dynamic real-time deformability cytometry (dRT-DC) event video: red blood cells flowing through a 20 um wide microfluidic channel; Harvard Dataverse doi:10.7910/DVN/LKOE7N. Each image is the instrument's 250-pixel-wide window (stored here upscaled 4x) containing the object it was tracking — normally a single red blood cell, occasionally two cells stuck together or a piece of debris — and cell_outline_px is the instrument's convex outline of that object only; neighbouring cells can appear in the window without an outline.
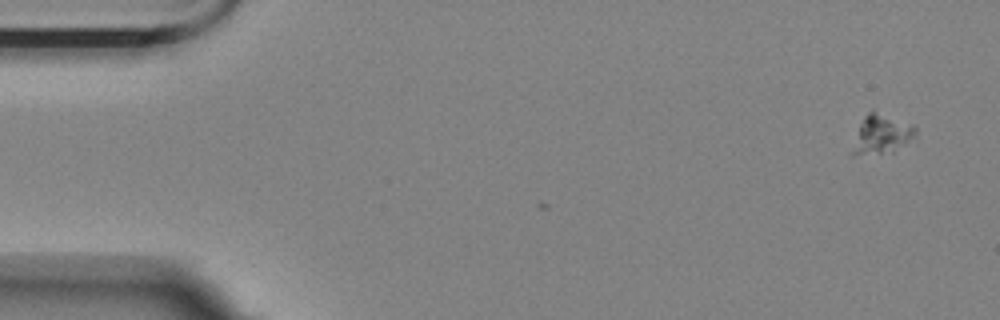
{"species": "Egyptian fruit bat (a non-hibernating species)", "species_latin": "Rousettus aegyptiacus", "temperature_condition": "room temperature", "stored_images_in_passage": 4, "camera_frame_rate_fps": 3000, "um_per_image_px": 0.085, "animal": {"sex": "female"}, "frame": {"image": 1, "passage_image": 1, "time_ms": 0.0, "image_size_px": [1000, 320], "cell_outline_px": [[916, 136], [892, 152], [852, 156], [848, 152], [860, 124], [864, 116], [872, 108], [912, 124], [916, 128]], "centroid_in_image_um": [74.87, 11.41], "position_along_channel_um": 10.1, "area_um2": 14.85}}